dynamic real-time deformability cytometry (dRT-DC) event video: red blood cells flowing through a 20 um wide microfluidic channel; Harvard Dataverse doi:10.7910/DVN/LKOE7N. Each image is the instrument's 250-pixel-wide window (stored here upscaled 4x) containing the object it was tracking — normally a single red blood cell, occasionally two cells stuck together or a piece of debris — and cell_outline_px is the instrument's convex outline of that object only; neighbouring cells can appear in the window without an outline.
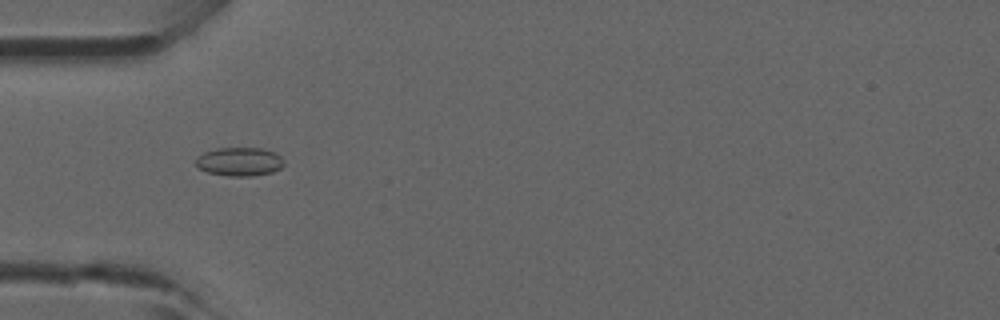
{"species": "common noctule bat (a hibernating species)", "species_latin": "Nyctalus noctula", "temperature_condition": "room temperature", "stored_images_in_passage": 46, "camera_frame_rate_fps": 3000, "um_per_image_px": 0.085, "animal": {"sex": "male", "forearm_length_mm": 52.5}, "frame": {"image": 1, "passage_image": 15, "time_ms": 4.667, "image_size_px": [1000, 320], "cell_outline_px": [[284, 164], [280, 168], [272, 172], [252, 176], [228, 176], [208, 172], [200, 168], [196, 164], [196, 156], [204, 152], [216, 148], [260, 148], [276, 152], [284, 160]], "centroid_in_image_um": [20.36, 13.73], "position_along_channel_um": 64.6, "area_um2": 14.74}}
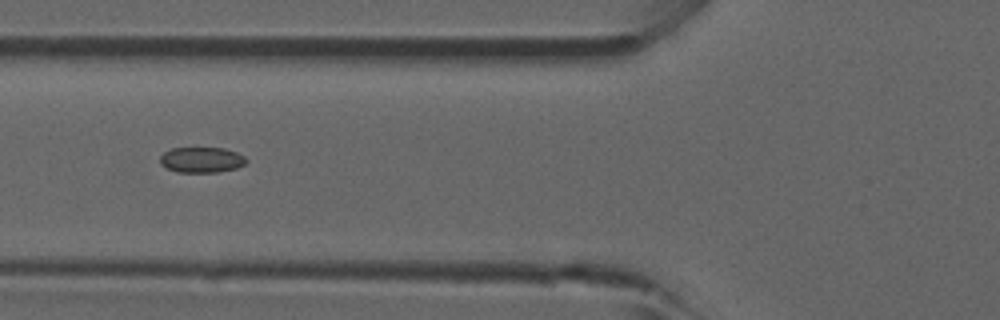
{"frame": {"image": 2, "passage_image": 18, "time_ms": 5.667, "image_size_px": [1000, 320], "cell_outline_px": [[248, 160], [244, 164], [236, 168], [216, 172], [176, 172], [160, 164], [160, 156], [164, 152], [172, 148], [224, 148], [236, 152], [244, 156]], "centroid_in_image_um": [17.13, 13.58], "position_along_channel_um": 108.7, "area_um2": 12.77}}
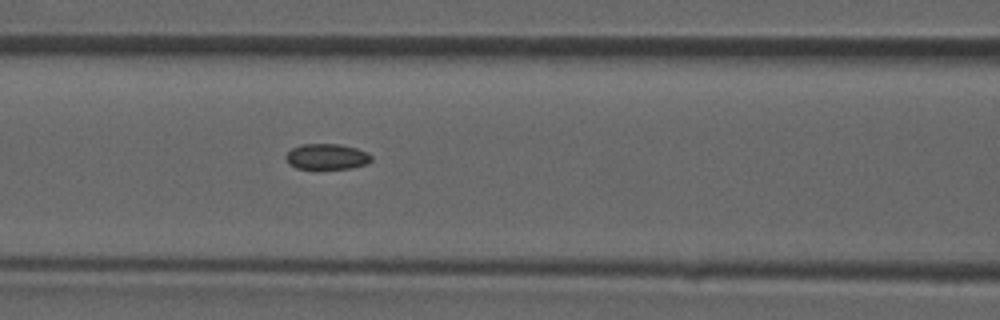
{"frame": {"image": 3, "passage_image": 20, "time_ms": 6.333, "image_size_px": [1000, 320], "cell_outline_px": [[372, 160], [368, 164], [352, 168], [296, 168], [288, 164], [284, 156], [292, 148], [300, 144], [340, 144], [356, 148], [368, 152], [372, 156]], "centroid_in_image_um": [27.79, 13.31], "position_along_channel_um": 138.8, "area_um2": 12.89}}